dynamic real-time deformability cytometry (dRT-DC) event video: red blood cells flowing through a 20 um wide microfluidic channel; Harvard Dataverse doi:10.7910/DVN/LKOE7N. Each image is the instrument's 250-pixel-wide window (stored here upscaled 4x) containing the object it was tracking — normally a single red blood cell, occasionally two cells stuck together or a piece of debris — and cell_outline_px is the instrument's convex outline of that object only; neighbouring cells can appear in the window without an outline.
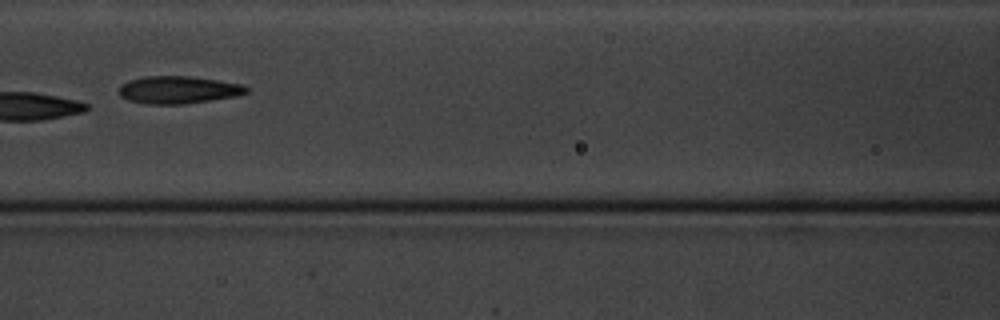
{"species": "common noctule bat (a hibernating species)", "species_latin": "Nyctalus noctula", "temperature_condition": "cold", "stored_images_in_passage": 7, "camera_frame_rate_fps": 3000, "um_per_image_px": 0.085, "animal": {"sex": "male", "body_mass_g": 20.1, "forearm_length_mm": 53.5}, "frame": {"image": 1, "passage_image": 7, "time_ms": 8.0, "image_size_px": [1000, 320], "cell_outline_px": [[248, 92], [236, 96], [184, 104], [148, 104], [128, 100], [120, 96], [120, 84], [128, 80], [144, 76], [188, 76], [244, 84], [248, 88]], "centroid_in_image_um": [15.14, 7.63], "position_along_channel_um": 151.5, "area_um2": 20.4}}